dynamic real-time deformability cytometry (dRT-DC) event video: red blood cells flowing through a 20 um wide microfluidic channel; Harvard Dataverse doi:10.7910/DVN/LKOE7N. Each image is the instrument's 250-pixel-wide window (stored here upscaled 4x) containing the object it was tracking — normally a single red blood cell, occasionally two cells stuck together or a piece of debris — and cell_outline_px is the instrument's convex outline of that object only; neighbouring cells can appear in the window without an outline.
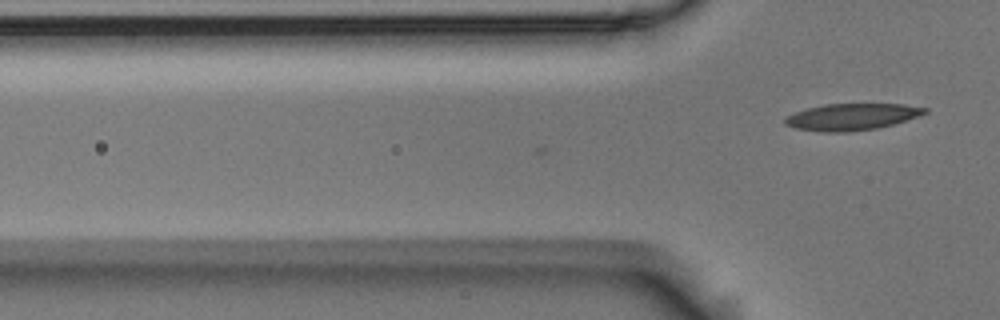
{"species": "Egyptian fruit bat (a non-hibernating species)", "species_latin": "Rousettus aegyptiacus", "temperature_condition": "room temperature", "stored_images_in_passage": 3, "camera_frame_rate_fps": 3000, "um_per_image_px": 0.085, "animal": {"sex": "male"}, "frame": {"image": 1, "passage_image": 3, "time_ms": 0.667, "image_size_px": [1000, 320], "cell_outline_px": [[928, 112], [892, 124], [876, 128], [844, 132], [824, 132], [796, 128], [784, 124], [784, 120], [788, 116], [796, 112], [808, 108], [824, 104], [904, 104], [928, 108]], "centroid_in_image_um": [72.39, 9.92], "position_along_channel_um": 53.4, "area_um2": 21.33}}